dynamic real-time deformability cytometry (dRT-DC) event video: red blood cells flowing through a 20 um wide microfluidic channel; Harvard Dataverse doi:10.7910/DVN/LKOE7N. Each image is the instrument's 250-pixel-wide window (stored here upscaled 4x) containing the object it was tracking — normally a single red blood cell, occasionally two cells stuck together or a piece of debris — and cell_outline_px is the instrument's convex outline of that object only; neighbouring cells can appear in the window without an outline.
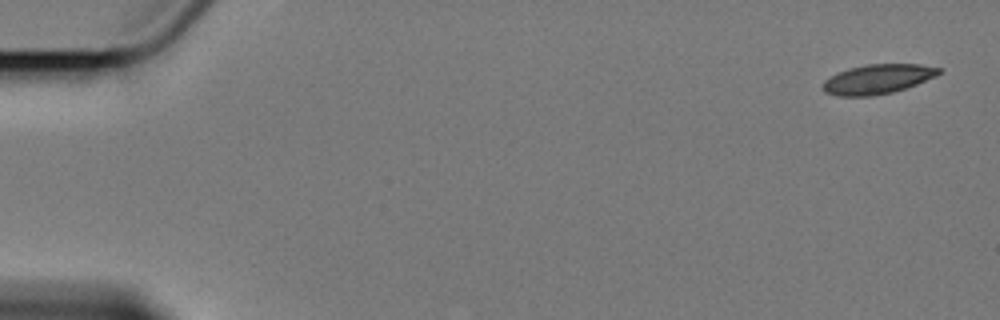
{"species": "Egyptian fruit bat (a non-hibernating species)", "species_latin": "Rousettus aegyptiacus", "temperature_condition": "cold", "stored_images_in_passage": 9, "camera_frame_rate_fps": 3000, "um_per_image_px": 0.085, "animal": {"sex": "female"}, "frame": {"image": 1, "passage_image": 1, "time_ms": 0.0, "image_size_px": [1000, 320], "cell_outline_px": [[940, 72], [936, 76], [916, 84], [892, 92], [872, 96], [836, 96], [824, 92], [824, 80], [836, 72], [868, 64], [920, 64], [940, 68]], "centroid_in_image_um": [74.58, 6.72], "position_along_channel_um": 10.4, "area_um2": 19.77}}
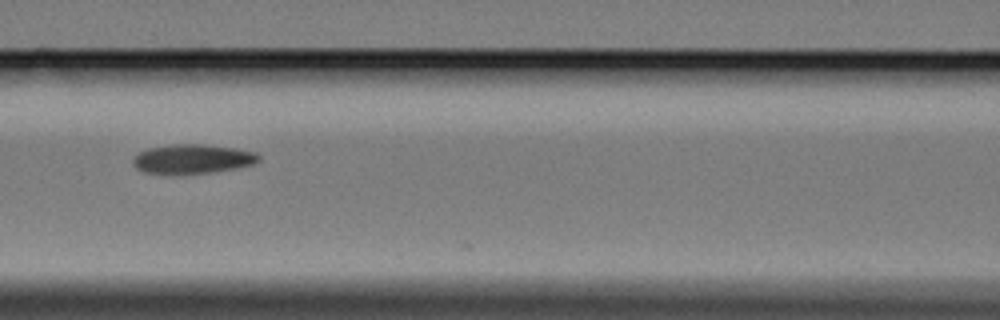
{"frame": {"image": 2, "passage_image": 8, "time_ms": 8.333, "image_size_px": [1000, 320], "cell_outline_px": [[260, 160], [256, 164], [236, 168], [212, 172], [144, 172], [136, 168], [132, 164], [132, 156], [148, 148], [172, 144], [204, 144], [236, 148], [256, 152], [260, 156]], "centroid_in_image_um": [16.4, 13.48], "position_along_channel_um": 150.2, "area_um2": 21.21}}
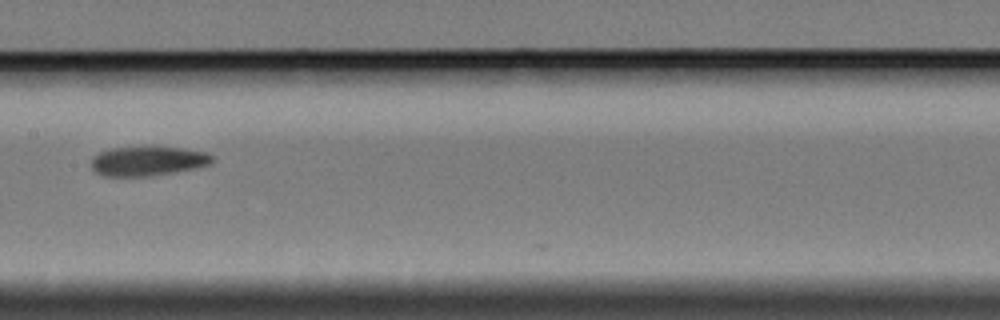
{"frame": {"image": 3, "passage_image": 9, "time_ms": 9.667, "image_size_px": [1000, 320], "cell_outline_px": [[212, 164], [152, 176], [104, 176], [96, 172], [92, 168], [92, 156], [108, 148], [180, 148], [204, 152], [212, 156]], "centroid_in_image_um": [12.51, 13.7], "position_along_channel_um": 194.9, "area_um2": 20.23}}